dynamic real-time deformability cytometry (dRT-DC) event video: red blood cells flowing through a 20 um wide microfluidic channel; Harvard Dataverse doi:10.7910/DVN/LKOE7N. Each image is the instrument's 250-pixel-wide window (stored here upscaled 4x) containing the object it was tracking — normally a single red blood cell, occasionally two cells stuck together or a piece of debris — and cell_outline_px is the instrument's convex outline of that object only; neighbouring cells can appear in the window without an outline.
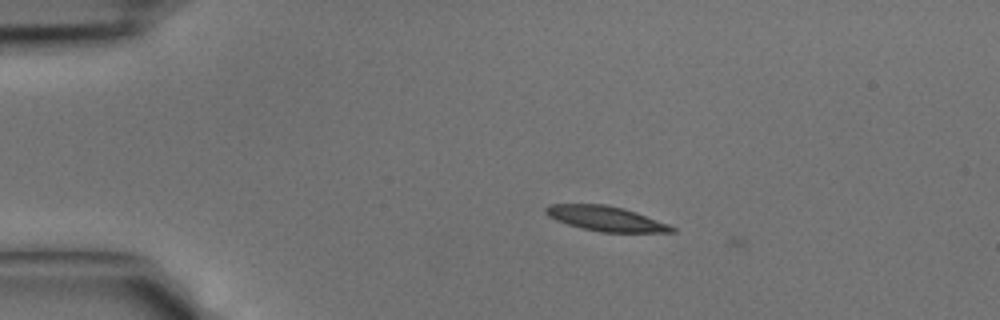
{"species": "common noctule bat (a hibernating species)", "species_latin": "Nyctalus noctula", "temperature_condition": "cold", "stored_images_in_passage": 5, "camera_frame_rate_fps": 3000, "um_per_image_px": 0.085, "animal": {"sex": "male", "body_mass_g": 15.6}, "frame": {"image": 1, "passage_image": 4, "time_ms": 1.0, "image_size_px": [1000, 320], "cell_outline_px": [[676, 232], [600, 232], [580, 228], [556, 220], [548, 216], [544, 212], [544, 208], [548, 204], [604, 204], [624, 208], [636, 212], [668, 224], [676, 228]], "centroid_in_image_um": [51.46, 18.58], "position_along_channel_um": 33.5, "area_um2": 18.32}}